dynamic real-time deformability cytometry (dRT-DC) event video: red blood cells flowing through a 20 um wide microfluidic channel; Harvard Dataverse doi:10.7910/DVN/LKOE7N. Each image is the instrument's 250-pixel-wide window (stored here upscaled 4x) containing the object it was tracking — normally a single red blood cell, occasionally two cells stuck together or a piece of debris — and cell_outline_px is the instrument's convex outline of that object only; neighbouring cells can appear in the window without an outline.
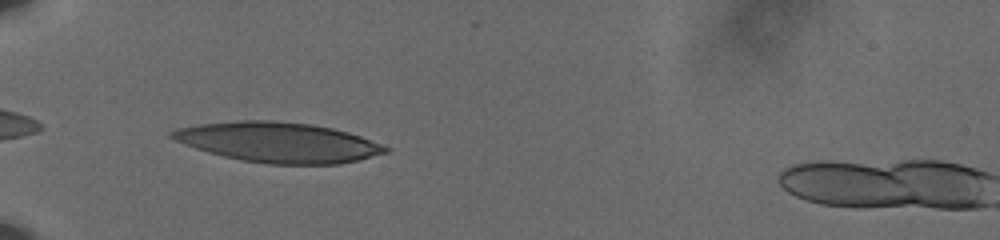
{"species": "human", "species_latin": "Homo sapiens", "temperature_condition": "cold", "stored_images_in_passage": 33, "camera_frame_rate_fps": 3000, "um_per_image_px": 0.085, "donor": {"sex": "male"}, "frame": {"image": 1, "passage_image": 1, "time_ms": 0.0, "image_size_px": [1000, 240], "cell_outline_px": [[392, 148], [388, 152], [340, 164], [268, 164], [240, 160], [208, 152], [184, 144], [168, 136], [168, 132], [176, 128], [200, 124], [240, 120], [272, 120], [312, 124], [332, 128], [348, 132], [360, 136]], "centroid_in_image_um": [23.64, 12.09], "position_along_channel_um": 61.4, "area_um2": 49.82}}
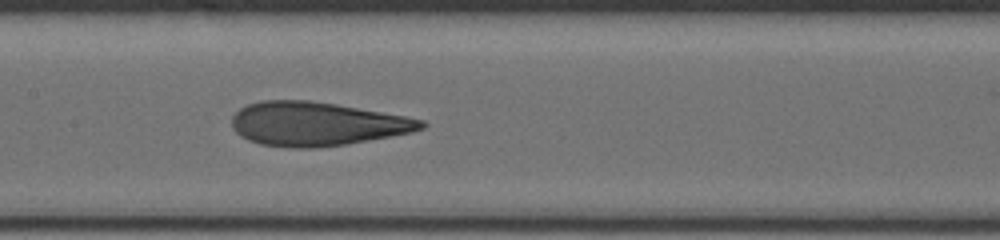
{"frame": {"image": 2, "passage_image": 12, "time_ms": 3.667, "image_size_px": [1000, 240], "cell_outline_px": [[428, 124], [424, 128], [412, 132], [348, 144], [316, 148], [292, 148], [260, 144], [248, 140], [240, 136], [236, 132], [232, 124], [232, 116], [240, 108], [248, 104], [260, 100], [308, 100], [336, 104], [404, 116], [424, 120]], "centroid_in_image_um": [26.9, 10.53], "position_along_channel_um": 180.5, "area_um2": 48.38}}
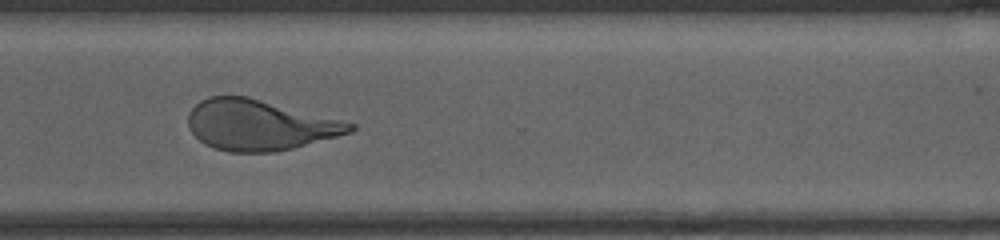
{"frame": {"image": 3, "passage_image": 26, "time_ms": 8.333, "image_size_px": [1000, 240], "cell_outline_px": [[356, 128], [352, 132], [292, 148], [276, 152], [228, 152], [204, 144], [188, 128], [188, 112], [200, 100], [208, 96], [248, 96], [356, 124]], "centroid_in_image_um": [22.02, 10.62], "position_along_channel_um": 348.6, "area_um2": 47.45}, "authors_computed_cell_mechanics": {"area_um2": 48.0318, "velocity_mm_per_s": 3.6133, "shape_relaxation_time_tau1_ms": 7.3552, "shape_relaxation_time_tau2_ms": 1.4029, "deformation_change_tau1": 0.2455, "deformation_change_tau2": 0.1037}}